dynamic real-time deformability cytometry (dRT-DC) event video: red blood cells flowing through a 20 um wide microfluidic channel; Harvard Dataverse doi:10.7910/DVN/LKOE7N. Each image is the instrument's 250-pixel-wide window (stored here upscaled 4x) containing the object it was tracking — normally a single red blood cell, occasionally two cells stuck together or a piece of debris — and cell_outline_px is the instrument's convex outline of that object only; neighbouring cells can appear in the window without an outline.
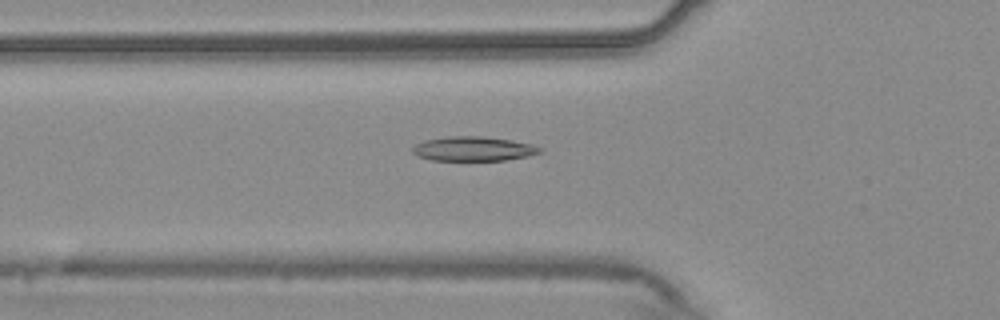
{"species": "common noctule bat (a hibernating species)", "species_latin": "Nyctalus noctula", "temperature_condition": "warm", "stored_images_in_passage": 33, "camera_frame_rate_fps": 3000, "um_per_image_px": 0.085, "animal": {"sex": "male", "body_mass_g": 20.4}, "frame": {"image": 1, "passage_image": 2, "time_ms": 0.333, "image_size_px": [1000, 320], "cell_outline_px": [[544, 148], [540, 152], [528, 156], [504, 160], [432, 160], [416, 156], [412, 152], [412, 148], [416, 144], [424, 140], [448, 136], [480, 136], [512, 140], [532, 144]], "centroid_in_image_um": [40.23, 12.64], "position_along_channel_um": 85.6, "area_um2": 18.15}}
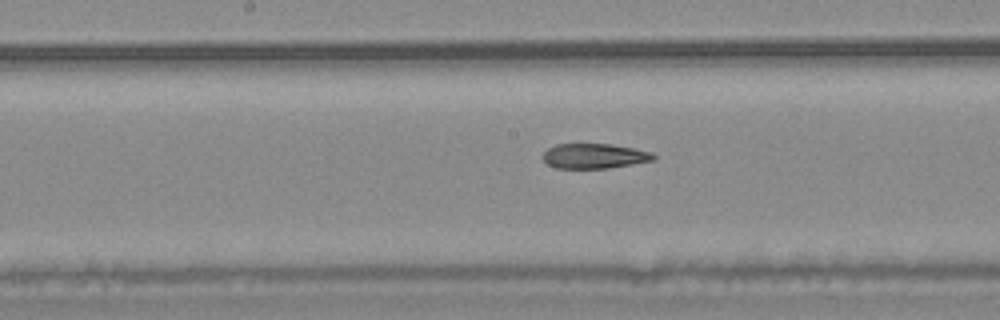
{"frame": {"image": 2, "passage_image": 11, "time_ms": 3.333, "image_size_px": [1000, 320], "cell_outline_px": [[656, 160], [608, 168], [556, 168], [548, 164], [540, 156], [548, 148], [556, 144], [612, 144], [636, 148], [652, 152], [656, 156]], "centroid_in_image_um": [50.54, 13.25], "position_along_channel_um": 197.7, "area_um2": 16.24}}
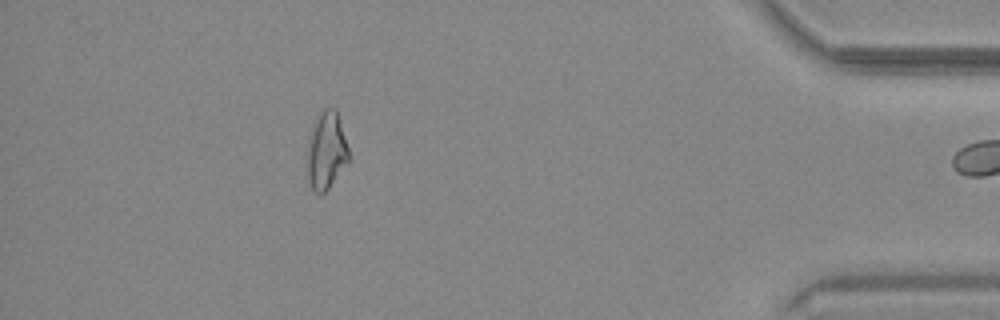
{"frame": {"image": 3, "passage_image": 32, "time_ms": 10.333, "image_size_px": [1000, 320], "cell_outline_px": [[348, 160], [328, 188], [320, 196], [312, 188], [308, 180], [308, 148], [316, 116], [324, 108], [336, 108], [348, 148]], "centroid_in_image_um": [27.74, 12.79], "position_along_channel_um": 407.5, "area_um2": 18.09}}